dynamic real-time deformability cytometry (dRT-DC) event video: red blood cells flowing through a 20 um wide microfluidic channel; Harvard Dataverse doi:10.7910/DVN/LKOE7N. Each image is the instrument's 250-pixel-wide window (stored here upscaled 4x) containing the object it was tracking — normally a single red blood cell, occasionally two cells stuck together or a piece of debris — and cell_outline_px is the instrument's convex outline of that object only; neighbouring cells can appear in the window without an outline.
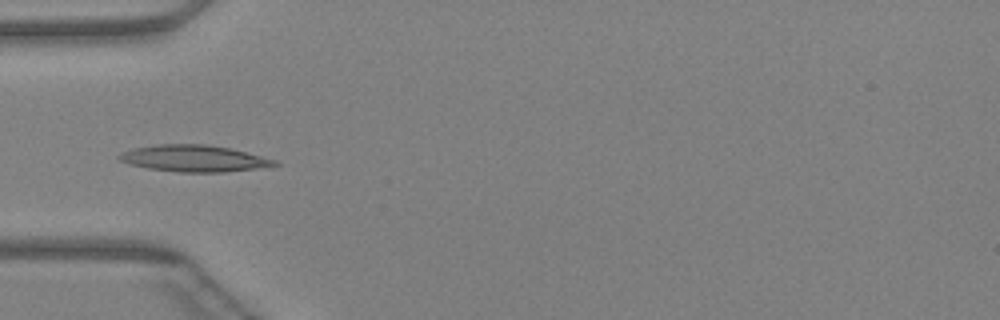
{"species": "Egyptian fruit bat (a non-hibernating species)", "species_latin": "Rousettus aegyptiacus", "temperature_condition": "warm", "stored_images_in_passage": 32, "camera_frame_rate_fps": 3000, "um_per_image_px": 0.085, "animal": {"sex": "female"}, "frame": {"image": 1, "passage_image": 1, "time_ms": 0.0, "image_size_px": [1000, 320], "cell_outline_px": [[280, 164], [256, 168], [224, 172], [180, 172], [148, 168], [128, 164], [120, 160], [116, 156], [132, 148], [156, 144], [208, 144], [232, 148], [276, 160]], "centroid_in_image_um": [16.47, 13.45], "position_along_channel_um": 68.5, "area_um2": 24.04}}
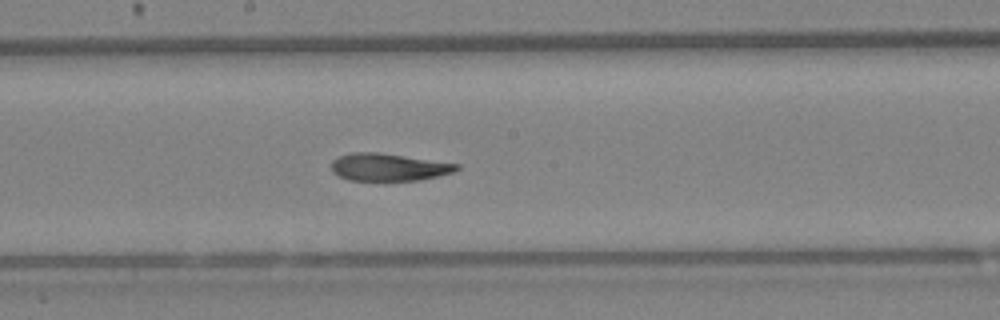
{"frame": {"image": 2, "passage_image": 11, "time_ms": 3.333, "image_size_px": [1000, 320], "cell_outline_px": [[460, 168], [456, 172], [420, 180], [384, 184], [348, 180], [336, 176], [332, 172], [332, 160], [340, 156], [352, 152], [376, 152], [460, 164]], "centroid_in_image_um": [33.01, 14.27], "position_along_channel_um": 215.2, "area_um2": 21.1}}
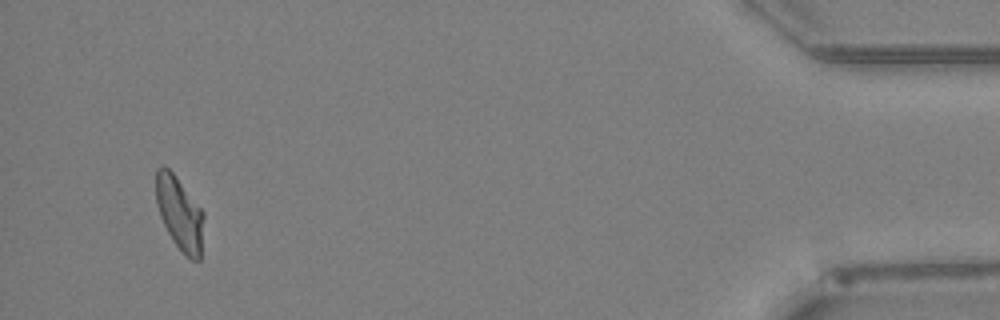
{"frame": {"image": 3, "passage_image": 30, "time_ms": 9.667, "image_size_px": [1000, 320], "cell_outline_px": [[204, 216], [200, 260], [192, 260], [172, 240], [160, 216], [156, 204], [156, 168], [164, 164], [176, 176], [204, 212]], "centroid_in_image_um": [15.26, 18.09], "position_along_channel_um": 419.9, "area_um2": 20.29}}